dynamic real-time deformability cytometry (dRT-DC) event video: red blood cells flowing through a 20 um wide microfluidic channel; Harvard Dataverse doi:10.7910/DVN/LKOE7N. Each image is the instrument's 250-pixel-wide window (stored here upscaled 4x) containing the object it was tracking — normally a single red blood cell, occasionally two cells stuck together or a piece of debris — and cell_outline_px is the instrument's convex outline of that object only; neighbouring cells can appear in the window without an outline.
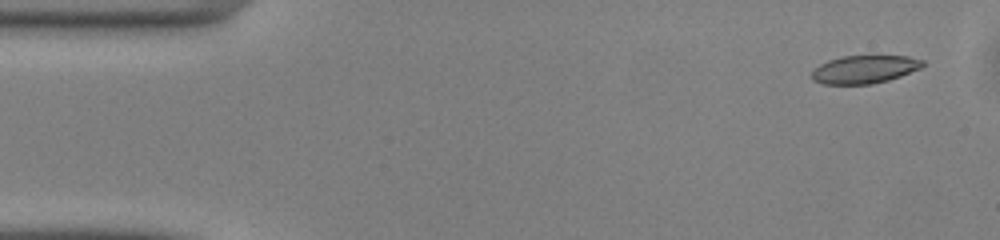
{"species": "common noctule bat (a hibernating species)", "species_latin": "Nyctalus noctula", "temperature_condition": "warm", "stored_images_in_passage": 49, "camera_frame_rate_fps": 3000, "um_per_image_px": 0.085, "animal": {"sex": "male", "body_mass_g": 13.0, "forearm_length_mm": 53.1}, "frame": {"image": 1, "passage_image": 3, "time_ms": 0.667, "image_size_px": [1000, 240], "cell_outline_px": [[924, 64], [920, 68], [900, 76], [888, 80], [872, 84], [824, 84], [812, 80], [812, 72], [820, 64], [828, 60], [844, 56], [908, 56], [924, 60]], "centroid_in_image_um": [73.48, 5.89], "position_along_channel_um": 11.5, "area_um2": 17.98}}
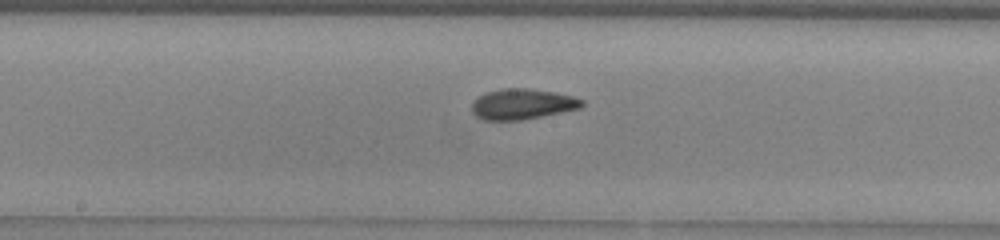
{"frame": {"image": 2, "passage_image": 25, "time_ms": 8.0, "image_size_px": [1000, 240], "cell_outline_px": [[584, 104], [580, 108], [520, 120], [480, 120], [472, 112], [472, 104], [484, 92], [504, 88], [528, 88], [552, 92], [572, 96], [584, 100]], "centroid_in_image_um": [44.37, 8.84], "position_along_channel_um": 203.8, "area_um2": 19.42}}
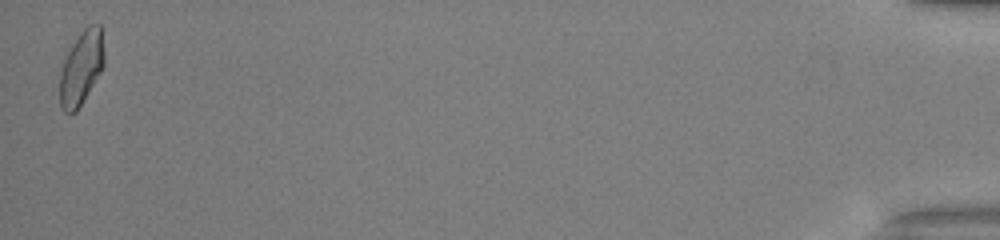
{"frame": {"image": 3, "passage_image": 49, "time_ms": 16.0, "image_size_px": [1000, 240], "cell_outline_px": [[104, 68], [76, 112], [68, 116], [60, 108], [60, 72], [64, 60], [72, 44], [80, 32], [88, 24], [100, 24], [104, 52]], "centroid_in_image_um": [6.91, 5.8], "position_along_channel_um": 428.3, "area_um2": 19.36}, "authors_computed_cell_mechanics": {"area_um2": 19.074, "velocity_mm_per_s": 4.1182, "shape_relaxation_time_tau1_ms": 6.6084, "shape_relaxation_time_tau2_ms": 2.8944, "deformation_change_tau1": 0.1507, "deformation_change_tau2": 0.0927}}